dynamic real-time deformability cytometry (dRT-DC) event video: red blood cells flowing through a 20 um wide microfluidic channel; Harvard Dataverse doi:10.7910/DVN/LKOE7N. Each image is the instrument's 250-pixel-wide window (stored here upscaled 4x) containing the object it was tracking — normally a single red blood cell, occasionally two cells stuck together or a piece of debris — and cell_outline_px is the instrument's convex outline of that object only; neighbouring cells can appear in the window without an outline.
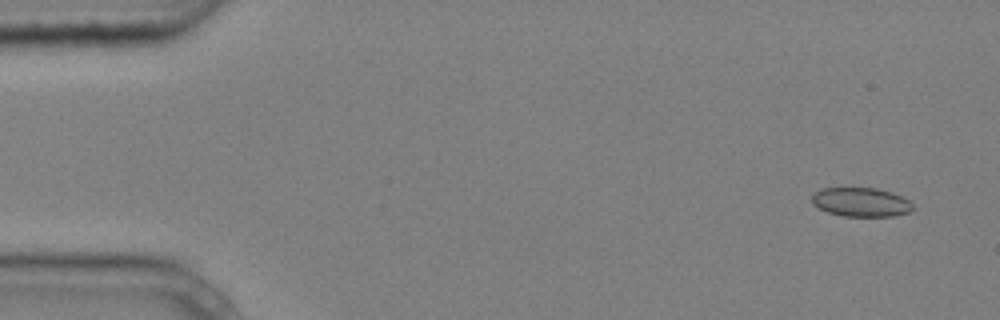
{"species": "common noctule bat (a hibernating species)", "species_latin": "Nyctalus noctula", "temperature_condition": "cold", "stored_images_in_passage": 5, "camera_frame_rate_fps": 3000, "um_per_image_px": 0.085, "animal": {"sex": "male", "body_mass_g": 20.4}, "frame": {"image": 1, "passage_image": 1, "time_ms": 0.0, "image_size_px": [1000, 320], "cell_outline_px": [[912, 208], [908, 212], [892, 216], [844, 216], [828, 212], [812, 204], [812, 196], [816, 192], [824, 188], [876, 188], [892, 192], [908, 200], [912, 204]], "centroid_in_image_um": [73.17, 17.18], "position_along_channel_um": 11.8, "area_um2": 16.82}}
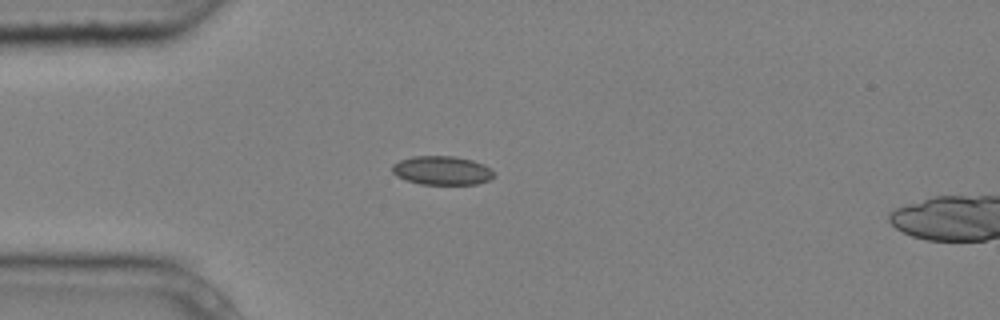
{"frame": {"image": 2, "passage_image": 4, "time_ms": 1.0, "image_size_px": [1000, 320], "cell_outline_px": [[496, 176], [492, 180], [476, 184], [420, 184], [404, 180], [396, 176], [392, 172], [392, 164], [400, 160], [412, 156], [452, 156], [472, 160], [484, 164], [492, 168], [496, 172]], "centroid_in_image_um": [37.61, 14.49], "position_along_channel_um": 47.4, "area_um2": 17.46}}